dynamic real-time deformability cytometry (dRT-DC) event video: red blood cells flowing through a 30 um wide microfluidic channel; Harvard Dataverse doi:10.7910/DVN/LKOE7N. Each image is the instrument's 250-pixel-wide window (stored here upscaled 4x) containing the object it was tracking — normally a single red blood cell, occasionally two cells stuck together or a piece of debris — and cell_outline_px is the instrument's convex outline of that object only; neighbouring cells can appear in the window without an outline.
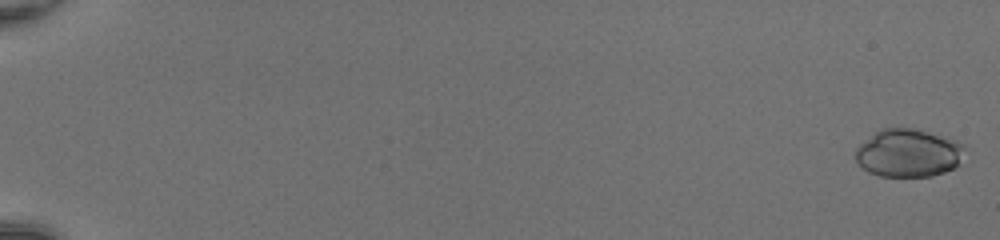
{"species": "common noctule bat (a hibernating species)", "species_latin": "Nyctalus noctula", "temperature_condition": "room temperature", "stored_images_in_passage": 52, "camera_frame_rate_fps": 3000, "um_per_image_px": 0.085, "animal": {"sex": "female", "body_mass_g": 20.0, "forearm_length_mm": 54.0}, "frame": {"image": 1, "passage_image": 1, "time_ms": 0.0, "image_size_px": [1000, 240], "cell_outline_px": [[964, 148], [956, 164], [952, 168], [944, 172], [932, 176], [880, 176], [868, 172], [856, 160], [856, 148], [860, 144], [880, 128], [916, 128], [956, 140], [964, 144]], "centroid_in_image_um": [77.18, 12.99], "position_along_channel_um": 7.8, "area_um2": 30.23}}
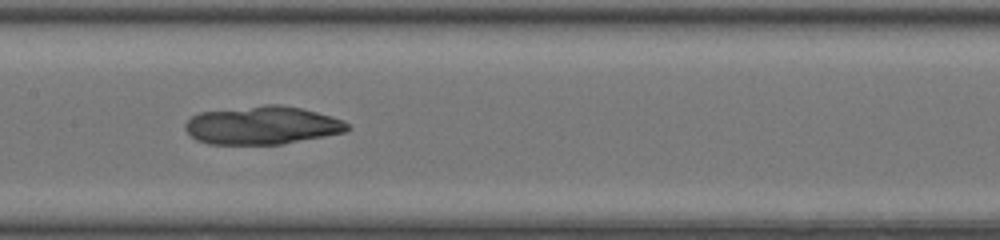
{"frame": {"image": 2, "passage_image": 29, "time_ms": 9.333, "image_size_px": [1000, 240], "cell_outline_px": [[352, 128], [344, 132], [324, 136], [280, 144], [208, 144], [196, 140], [184, 128], [184, 124], [192, 116], [200, 112], [264, 104], [280, 104], [300, 108], [332, 116], [344, 120]], "centroid_in_image_um": [22.29, 10.64], "position_along_channel_um": 185.1, "area_um2": 36.13}}
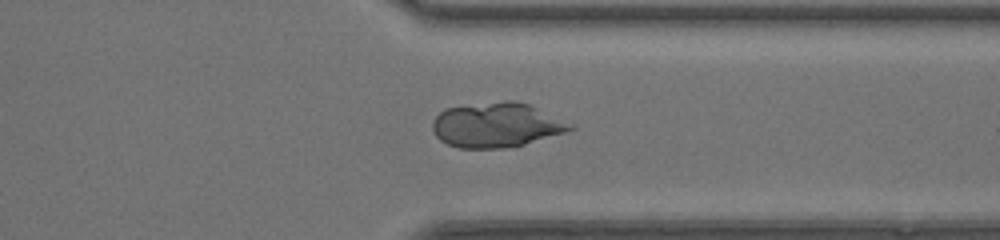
{"frame": {"image": 3, "passage_image": 42, "time_ms": 13.667, "image_size_px": [1000, 240], "cell_outline_px": [[576, 128], [564, 132], [524, 144], [504, 148], [460, 148], [448, 144], [440, 140], [436, 136], [432, 128], [432, 120], [444, 108], [504, 100], [512, 100], [528, 104], [576, 124]], "centroid_in_image_um": [42.21, 10.62], "position_along_channel_um": 369.2, "area_um2": 35.89}}